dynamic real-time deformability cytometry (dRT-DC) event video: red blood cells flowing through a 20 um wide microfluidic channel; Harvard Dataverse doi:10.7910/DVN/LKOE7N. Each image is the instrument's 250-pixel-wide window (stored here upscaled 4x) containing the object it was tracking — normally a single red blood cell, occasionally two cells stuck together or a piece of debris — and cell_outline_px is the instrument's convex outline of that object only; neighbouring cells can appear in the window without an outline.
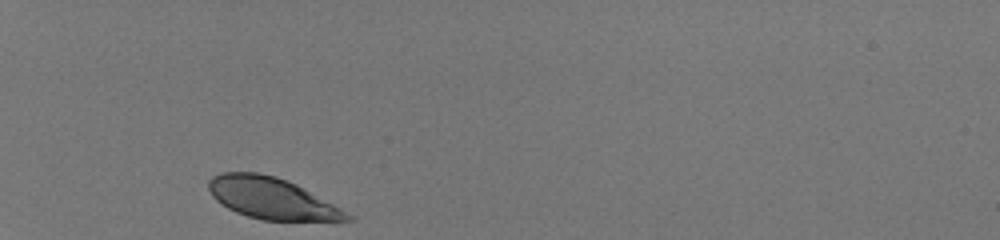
{"species": "human", "species_latin": "Homo sapiens", "temperature_condition": "room temperature", "stored_images_in_passage": 29, "camera_frame_rate_fps": 3000, "um_per_image_px": 0.085, "donor": {"sex": "male"}, "frame": {"image": 1, "passage_image": 1, "time_ms": 0.0, "image_size_px": [1000, 240], "cell_outline_px": [[356, 220], [260, 220], [236, 212], [220, 204], [212, 196], [208, 188], [208, 180], [212, 176], [220, 172], [256, 172], [276, 176], [296, 184], [356, 216]], "centroid_in_image_um": [23.08, 16.85], "position_along_channel_um": 61.9, "area_um2": 33.41}}
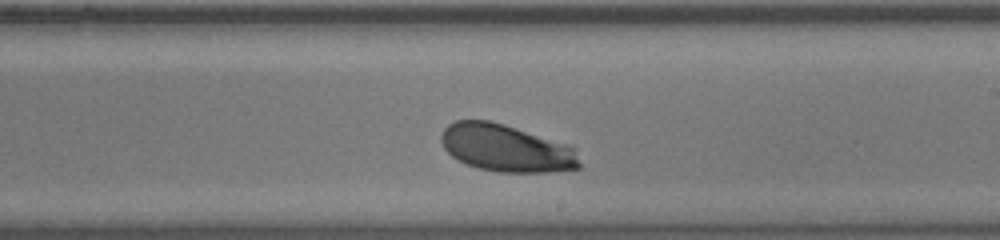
{"frame": {"image": 2, "passage_image": 17, "time_ms": 5.333, "image_size_px": [1000, 240], "cell_outline_px": [[580, 168], [548, 172], [496, 172], [480, 168], [468, 164], [452, 156], [444, 148], [440, 140], [440, 136], [444, 128], [448, 124], [456, 120], [488, 120], [504, 124], [576, 148], [580, 164]], "centroid_in_image_um": [43.0, 12.59], "position_along_channel_um": 246.0, "area_um2": 37.8}}
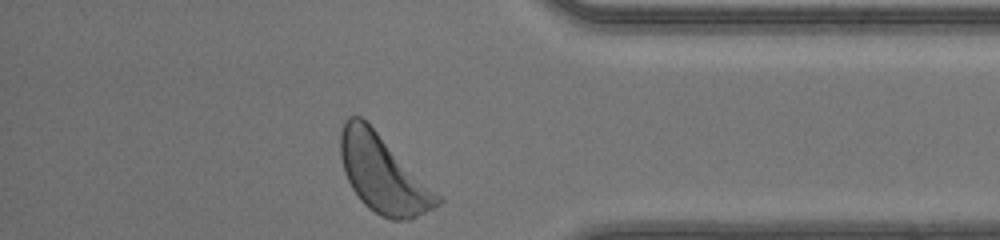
{"frame": {"image": 3, "passage_image": 29, "time_ms": 9.333, "image_size_px": [1000, 240], "cell_outline_px": [[444, 200], [440, 204], [408, 220], [392, 220], [380, 216], [368, 208], [360, 200], [352, 188], [344, 172], [340, 156], [340, 132], [344, 120], [348, 116], [360, 116]], "centroid_in_image_um": [32.5, 14.81], "position_along_channel_um": 402.7, "area_um2": 42.71}, "authors_computed_cell_mechanics": {"area_um2": 37.6856, "velocity_mm_per_s": 4.1131, "shape_relaxation_time_tau1_ms": 1.6551, "shape_relaxation_time_tau2_ms": null, "deformation_change_tau1": 0.1131, "deformation_change_tau2": null}}